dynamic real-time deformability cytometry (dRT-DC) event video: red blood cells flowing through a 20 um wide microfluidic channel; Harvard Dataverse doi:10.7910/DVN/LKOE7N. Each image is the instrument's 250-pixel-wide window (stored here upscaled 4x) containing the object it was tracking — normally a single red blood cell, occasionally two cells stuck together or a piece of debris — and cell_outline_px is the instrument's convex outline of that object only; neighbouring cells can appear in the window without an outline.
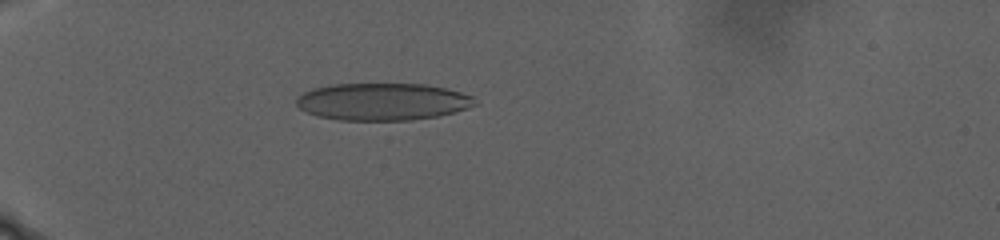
{"species": "human", "species_latin": "Homo sapiens", "temperature_condition": "warm", "stored_images_in_passage": 111, "camera_frame_rate_fps": 3000, "um_per_image_px": 0.085, "donor": {"sex": "male"}, "frame": {"image": 1, "passage_image": 38, "time_ms": 12.333, "image_size_px": [1000, 240], "cell_outline_px": [[480, 104], [468, 108], [440, 116], [412, 120], [340, 120], [316, 116], [300, 108], [296, 104], [296, 100], [304, 92], [312, 88], [328, 84], [424, 84], [444, 88], [476, 96]], "centroid_in_image_um": [32.57, 8.64], "position_along_channel_um": 52.4, "area_um2": 39.07}}
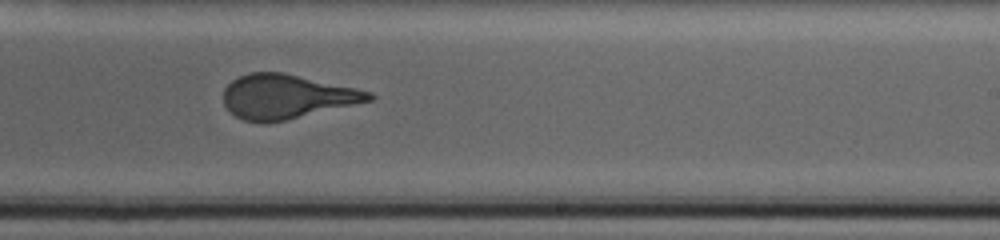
{"frame": {"image": 2, "passage_image": 75, "time_ms": 24.667, "image_size_px": [1000, 240], "cell_outline_px": [[376, 96], [372, 100], [284, 120], [244, 120], [236, 116], [224, 104], [224, 88], [232, 80], [248, 72], [284, 72], [356, 88], [372, 92]], "centroid_in_image_um": [24.38, 8.17], "position_along_channel_um": 264.6, "area_um2": 36.7}}
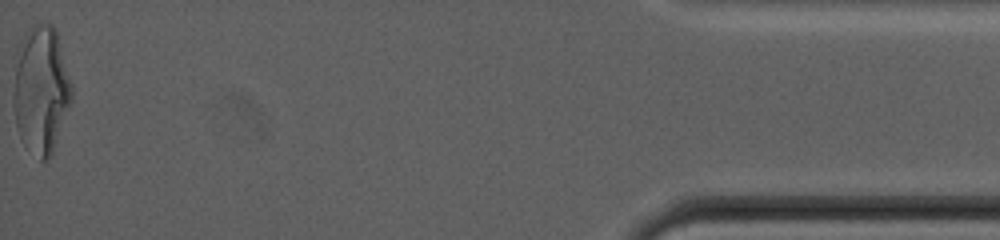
{"frame": {"image": 3, "passage_image": 111, "time_ms": 36.667, "image_size_px": [1000, 240], "cell_outline_px": [[72, 100], [52, 156], [48, 160], [40, 160], [20, 140], [16, 124], [12, 104], [12, 100], [16, 68], [24, 36], [36, 20], [52, 24], [56, 28], [72, 84]], "centroid_in_image_um": [3.52, 7.66], "position_along_channel_um": 431.7, "area_um2": 43.47}}